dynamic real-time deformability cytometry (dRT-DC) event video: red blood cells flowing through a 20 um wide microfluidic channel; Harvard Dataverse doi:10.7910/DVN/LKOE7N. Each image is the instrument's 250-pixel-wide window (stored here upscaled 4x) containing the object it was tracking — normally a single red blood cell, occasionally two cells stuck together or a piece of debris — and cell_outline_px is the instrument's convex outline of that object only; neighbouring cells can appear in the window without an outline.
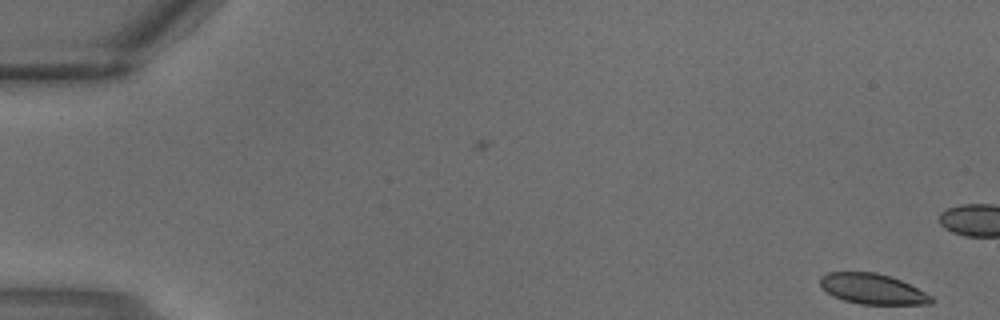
{"species": "common noctule bat (a hibernating species)", "species_latin": "Nyctalus noctula", "temperature_condition": "warm", "stored_images_in_passage": 4, "camera_frame_rate_fps": 3000, "um_per_image_px": 0.085, "animal": {"sex": "male", "body_mass_g": 18.8}, "frame": {"image": 1, "passage_image": 1, "time_ms": 0.0, "image_size_px": [1000, 320], "cell_outline_px": [[936, 300], [932, 304], [860, 304], [844, 300], [832, 296], [820, 284], [820, 276], [828, 272], [876, 272], [900, 280], [932, 296]], "centroid_in_image_um": [74.16, 24.56], "position_along_channel_um": 10.8, "area_um2": 19.54}}